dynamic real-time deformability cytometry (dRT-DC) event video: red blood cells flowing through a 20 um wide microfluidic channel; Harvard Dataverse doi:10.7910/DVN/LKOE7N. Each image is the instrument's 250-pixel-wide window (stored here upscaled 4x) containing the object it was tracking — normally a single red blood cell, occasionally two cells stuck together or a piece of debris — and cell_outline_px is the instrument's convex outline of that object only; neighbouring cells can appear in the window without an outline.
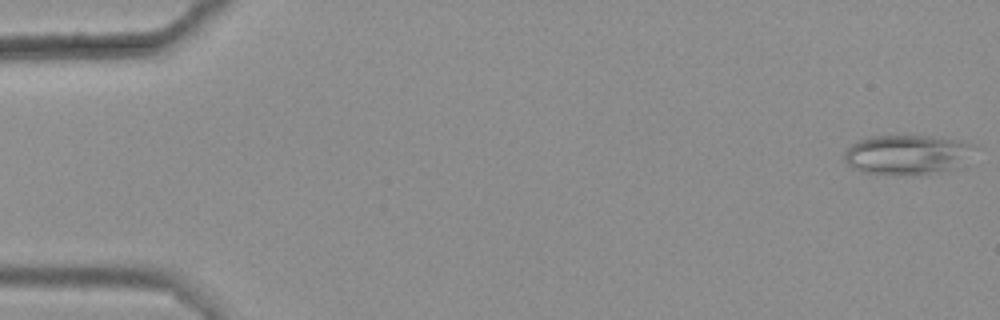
{"species": "common noctule bat (a hibernating species)", "species_latin": "Nyctalus noctula", "temperature_condition": "warm", "stored_images_in_passage": 49, "camera_frame_rate_fps": 3000, "um_per_image_px": 0.085, "animal": {"sex": "female", "body_mass_g": 25.1}, "frame": {"image": 1, "passage_image": 1, "time_ms": 0.0, "image_size_px": [1000, 320], "cell_outline_px": [[976, 148], [968, 164], [960, 168], [928, 172], [860, 172], [852, 168], [844, 160], [844, 152], [852, 144], [860, 140], [872, 136], [928, 136], [960, 140], [976, 144]], "centroid_in_image_um": [77.21, 13.1], "position_along_channel_um": 7.8, "area_um2": 29.65}}
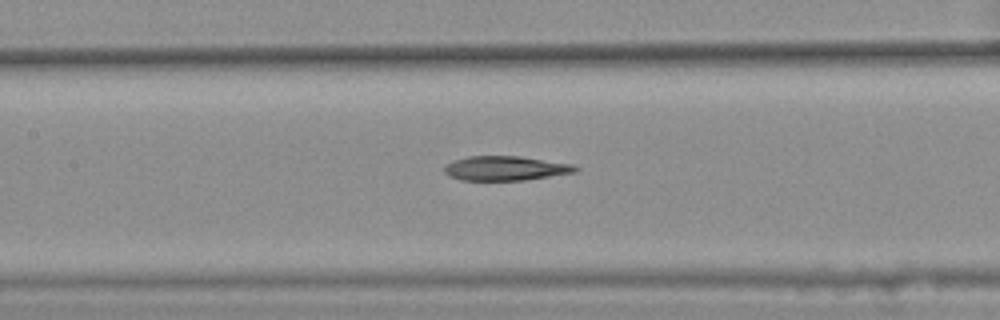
{"frame": {"image": 2, "passage_image": 26, "time_ms": 8.333, "image_size_px": [1000, 320], "cell_outline_px": [[580, 168], [576, 172], [524, 180], [460, 180], [444, 172], [444, 168], [448, 164], [456, 160], [468, 156], [520, 156], [572, 164]], "centroid_in_image_um": [43.0, 14.3], "position_along_channel_um": 164.4, "area_um2": 18.44}}
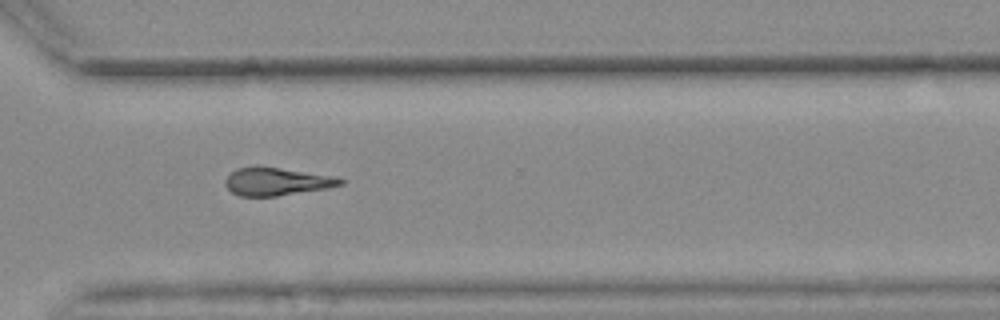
{"frame": {"image": 3, "passage_image": 41, "time_ms": 13.333, "image_size_px": [1000, 320], "cell_outline_px": [[344, 184], [328, 188], [276, 196], [240, 196], [232, 192], [224, 184], [224, 180], [236, 168], [256, 164], [336, 176], [344, 180]], "centroid_in_image_um": [23.51, 15.4], "position_along_channel_um": 347.1, "area_um2": 19.07}, "authors_computed_cell_mechanics": {"area_um2": 19.652, "velocity_mm_per_s": 3.6561, "shape_relaxation_time_tau1_ms": null, "shape_relaxation_time_tau2_ms": 9.6323, "deformation_change_tau1": null, "deformation_change_tau2": 0.221}}